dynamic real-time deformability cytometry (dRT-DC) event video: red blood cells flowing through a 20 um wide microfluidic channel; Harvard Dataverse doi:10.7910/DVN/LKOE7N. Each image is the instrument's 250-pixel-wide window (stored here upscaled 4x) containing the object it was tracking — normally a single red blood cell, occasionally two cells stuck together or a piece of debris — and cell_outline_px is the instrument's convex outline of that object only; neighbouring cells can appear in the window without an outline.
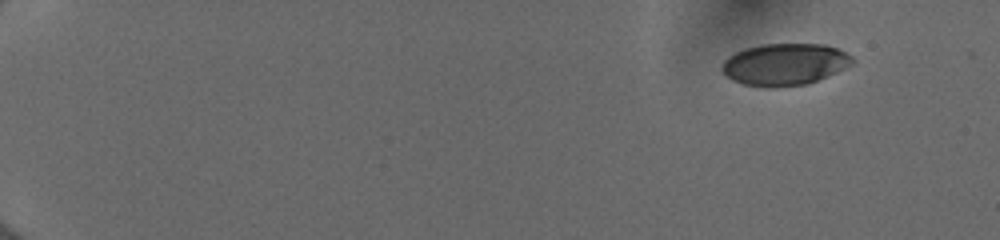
{"species": "human", "species_latin": "Homo sapiens", "temperature_condition": "cold", "stored_images_in_passage": 15, "camera_frame_rate_fps": 3000, "um_per_image_px": 0.085, "donor": {"sex": "female"}, "frame": {"image": 1, "passage_image": 1, "time_ms": 0.0, "image_size_px": [1000, 240], "cell_outline_px": [[856, 60], [852, 64], [828, 76], [808, 84], [744, 84], [732, 80], [720, 68], [724, 60], [728, 56], [744, 48], [760, 44], [824, 44], [836, 48], [852, 56]], "centroid_in_image_um": [66.72, 5.41], "position_along_channel_um": 18.3, "area_um2": 30.98}}